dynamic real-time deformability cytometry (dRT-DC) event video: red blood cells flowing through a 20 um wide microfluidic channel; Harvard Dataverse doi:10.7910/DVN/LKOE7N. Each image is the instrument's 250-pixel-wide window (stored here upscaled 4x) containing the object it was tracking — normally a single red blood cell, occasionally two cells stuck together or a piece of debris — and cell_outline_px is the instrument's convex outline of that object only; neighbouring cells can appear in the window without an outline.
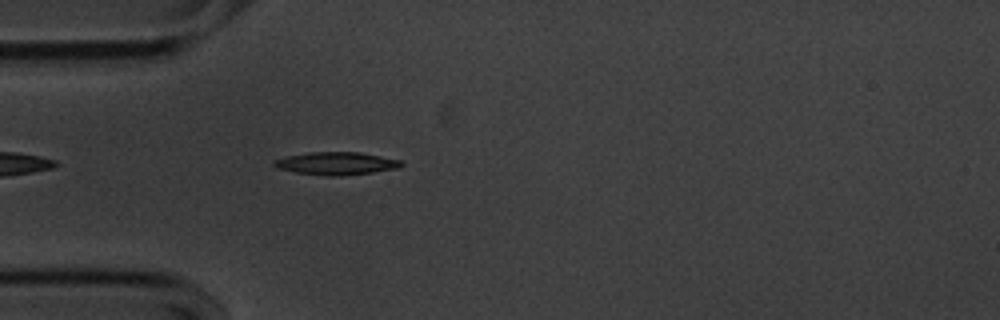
{"species": "common noctule bat (a hibernating species)", "species_latin": "Nyctalus noctula", "temperature_condition": "cold", "stored_images_in_passage": 28, "camera_frame_rate_fps": 3000, "um_per_image_px": 0.085, "animal": {"sex": "male", "body_mass_g": 20.1, "forearm_length_mm": 53.5}, "frame": {"image": 1, "passage_image": 4, "time_ms": 1.0, "image_size_px": [1000, 320], "cell_outline_px": [[404, 164], [400, 168], [372, 172], [340, 176], [328, 176], [296, 172], [276, 168], [272, 164], [272, 160], [288, 156], [308, 152], [360, 152], [404, 160]], "centroid_in_image_um": [28.62, 13.88], "position_along_channel_um": 56.4, "area_um2": 17.05}}
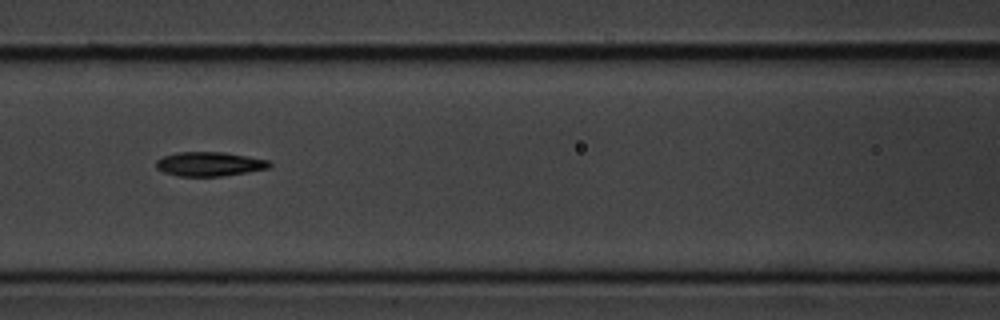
{"frame": {"image": 2, "passage_image": 12, "time_ms": 3.667, "image_size_px": [1000, 320], "cell_outline_px": [[272, 168], [220, 176], [176, 176], [164, 172], [156, 168], [156, 160], [164, 156], [176, 152], [224, 152], [248, 156], [268, 160], [272, 164]], "centroid_in_image_um": [17.81, 13.94], "position_along_channel_um": 148.8, "area_um2": 16.07}}
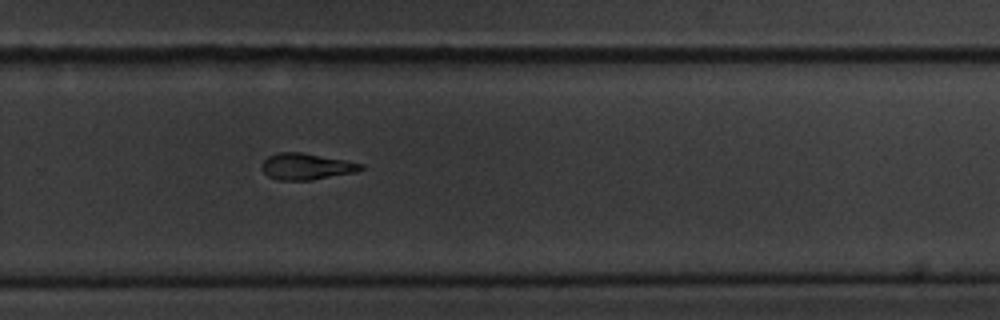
{"frame": {"image": 3, "passage_image": 25, "time_ms": 8.0, "image_size_px": [1000, 320], "cell_outline_px": [[364, 168], [356, 172], [312, 180], [280, 180], [268, 176], [260, 168], [260, 164], [268, 156], [276, 152], [300, 152], [344, 160], [364, 164]], "centroid_in_image_um": [26.01, 14.15], "position_along_channel_um": 303.8, "area_um2": 15.26}}